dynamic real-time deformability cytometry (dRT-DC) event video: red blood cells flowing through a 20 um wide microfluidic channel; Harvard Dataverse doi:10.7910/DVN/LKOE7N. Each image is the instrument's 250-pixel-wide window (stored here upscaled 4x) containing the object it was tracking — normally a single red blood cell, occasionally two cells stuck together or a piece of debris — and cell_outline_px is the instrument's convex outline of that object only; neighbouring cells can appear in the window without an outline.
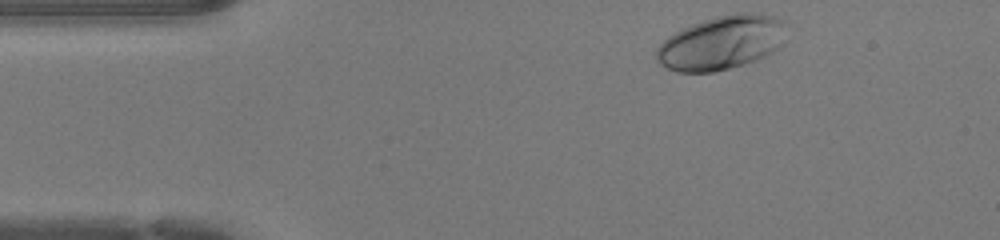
{"species": "human", "species_latin": "Homo sapiens", "temperature_condition": "warm", "stored_images_in_passage": 35, "camera_frame_rate_fps": 3000, "um_per_image_px": 0.085, "donor": {"sex": "female"}, "frame": {"image": 1, "passage_image": 1, "time_ms": 0.0, "image_size_px": [1000, 240], "cell_outline_px": [[784, 44], [780, 48], [756, 60], [744, 64], [712, 72], [676, 72], [660, 64], [656, 60], [656, 48], [668, 36], [692, 24], [716, 16], [736, 12], [760, 12], [784, 20]], "centroid_in_image_um": [61.35, 3.62], "position_along_channel_um": 23.7, "area_um2": 40.98}}
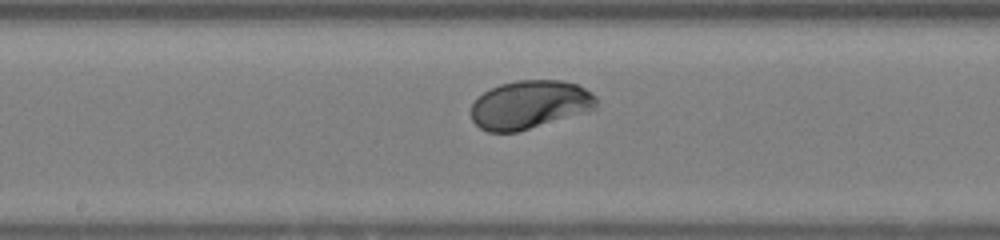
{"frame": {"image": 2, "passage_image": 18, "time_ms": 5.667, "image_size_px": [1000, 240], "cell_outline_px": [[600, 100], [596, 108], [588, 112], [516, 132], [488, 132], [480, 128], [472, 120], [472, 104], [484, 92], [500, 84], [516, 80], [564, 80], [576, 84], [592, 92]], "centroid_in_image_um": [45.08, 8.89], "position_along_channel_um": 203.1, "area_um2": 35.49}}
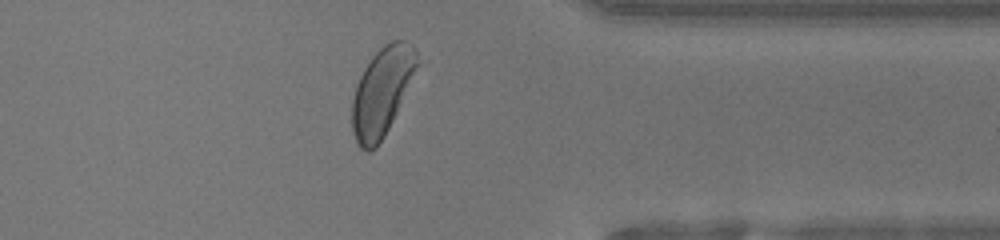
{"frame": {"image": 3, "passage_image": 31, "time_ms": 10.0, "image_size_px": [1000, 240], "cell_outline_px": [[428, 60], [384, 136], [376, 148], [368, 152], [360, 148], [356, 144], [352, 132], [352, 100], [356, 84], [364, 68], [372, 56], [384, 44], [392, 40], [404, 40], [412, 44]], "centroid_in_image_um": [32.62, 7.71], "position_along_channel_um": 378.8, "area_um2": 35.6}, "authors_computed_cell_mechanics": {"area_um2": 35.6626, "velocity_mm_per_s": 4.3024, "shape_relaxation_time_tau1_ms": 1.9031, "shape_relaxation_time_tau2_ms": null, "deformation_change_tau1": 0.138, "deformation_change_tau2": null}}